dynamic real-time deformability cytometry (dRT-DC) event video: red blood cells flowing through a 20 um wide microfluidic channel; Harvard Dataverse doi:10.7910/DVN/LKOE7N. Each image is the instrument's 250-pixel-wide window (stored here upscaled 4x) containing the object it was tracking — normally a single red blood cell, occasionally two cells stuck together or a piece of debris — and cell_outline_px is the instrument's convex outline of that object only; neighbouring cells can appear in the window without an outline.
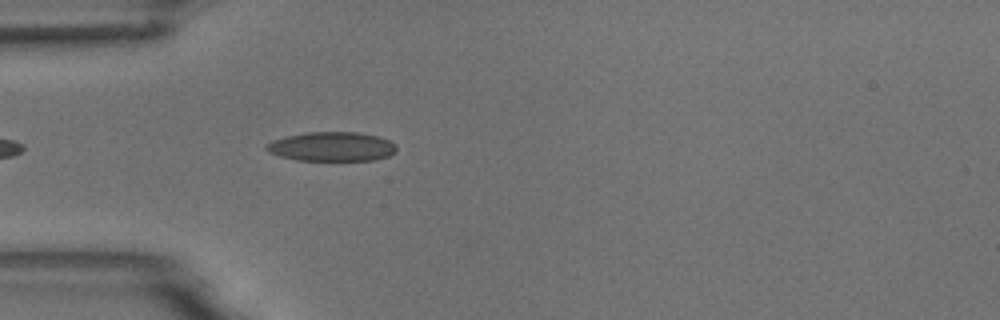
{"species": "common noctule bat (a hibernating species)", "species_latin": "Nyctalus noctula", "temperature_condition": "room temperature", "stored_images_in_passage": 4, "camera_frame_rate_fps": 3000, "um_per_image_px": 0.085, "animal": {"sex": "male", "body_mass_g": 18.8}, "frame": {"image": 1, "passage_image": 4, "time_ms": 4.0, "image_size_px": [1000, 320], "cell_outline_px": [[396, 152], [388, 156], [376, 160], [296, 160], [280, 156], [268, 152], [264, 148], [264, 144], [272, 140], [288, 136], [308, 132], [356, 132], [380, 136], [396, 144]], "centroid_in_image_um": [28.2, 12.46], "position_along_channel_um": 56.8, "area_um2": 22.31}}